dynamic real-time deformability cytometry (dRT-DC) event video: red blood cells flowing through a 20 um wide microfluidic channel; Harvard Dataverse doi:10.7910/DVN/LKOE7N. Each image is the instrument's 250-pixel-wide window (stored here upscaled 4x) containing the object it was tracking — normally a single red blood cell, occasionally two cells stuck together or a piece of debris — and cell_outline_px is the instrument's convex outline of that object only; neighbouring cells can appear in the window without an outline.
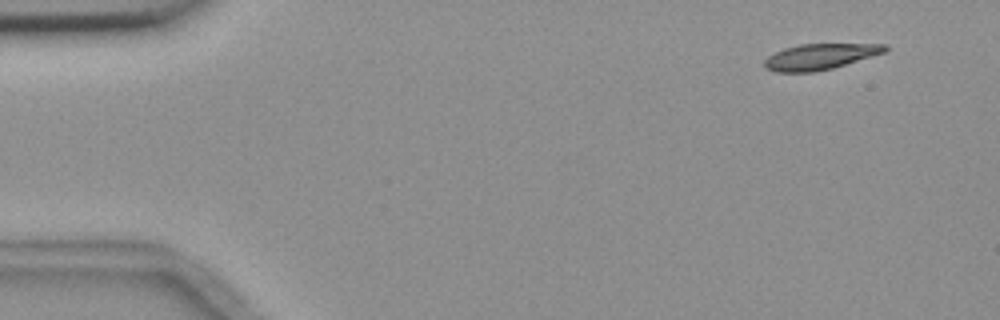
{"species": "common noctule bat (a hibernating species)", "species_latin": "Nyctalus noctula", "temperature_condition": "room temperature", "stored_images_in_passage": 14, "camera_frame_rate_fps": 3000, "um_per_image_px": 0.085, "animal": {"sex": "female", "body_mass_g": 18.4}, "frame": {"image": 1, "passage_image": 1, "time_ms": 0.0, "image_size_px": [1000, 320], "cell_outline_px": [[888, 48], [884, 52], [832, 68], [812, 72], [776, 72], [764, 68], [764, 60], [768, 56], [784, 48], [800, 44], [888, 44]], "centroid_in_image_um": [69.65, 4.81], "position_along_channel_um": 15.3, "area_um2": 17.92}}
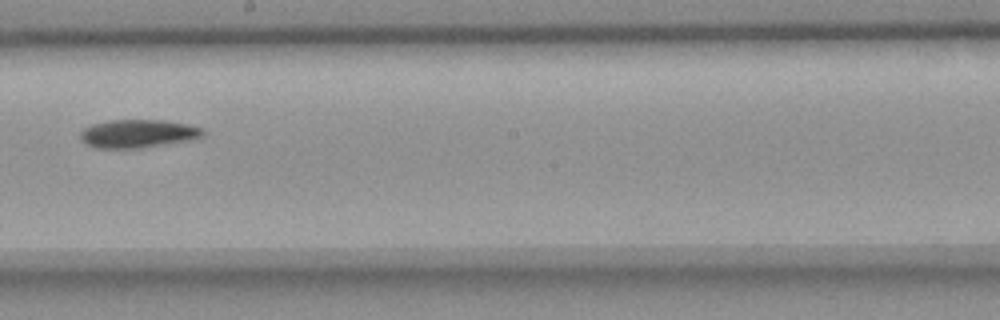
{"frame": {"image": 2, "passage_image": 8, "time_ms": 9.0, "image_size_px": [1000, 320], "cell_outline_px": [[204, 132], [200, 136], [188, 140], [140, 148], [96, 148], [88, 144], [80, 136], [80, 132], [84, 128], [92, 124], [108, 120], [164, 120], [188, 124], [200, 128]], "centroid_in_image_um": [11.69, 11.35], "position_along_channel_um": 236.5, "area_um2": 19.83}}
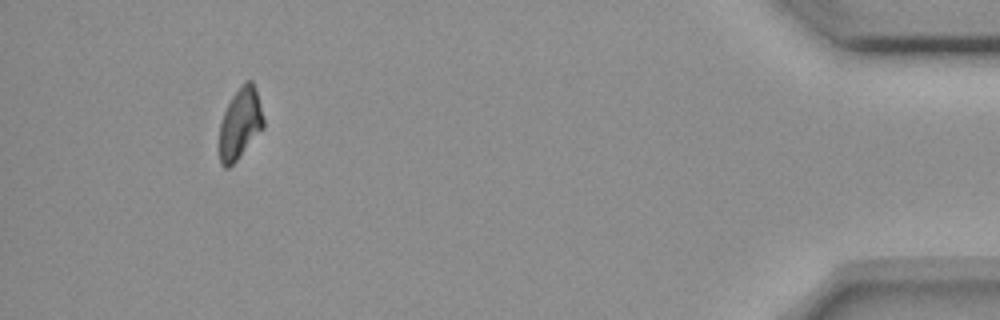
{"frame": {"image": 3, "passage_image": 13, "time_ms": 15.667, "image_size_px": [1000, 320], "cell_outline_px": [[264, 128], [236, 160], [228, 168], [224, 168], [220, 164], [220, 120], [232, 96], [240, 84], [244, 80], [252, 80], [256, 88], [264, 120]], "centroid_in_image_um": [20.41, 10.46], "position_along_channel_um": 414.8, "area_um2": 18.26}, "authors_computed_cell_mechanics": {"area_um2": 19.5653, "velocity_mm_per_s": 3.6651, "shape_relaxation_time_tau1_ms": 7.726, "shape_relaxation_time_tau2_ms": null, "deformation_change_tau1": 0.1795, "deformation_change_tau2": null}}